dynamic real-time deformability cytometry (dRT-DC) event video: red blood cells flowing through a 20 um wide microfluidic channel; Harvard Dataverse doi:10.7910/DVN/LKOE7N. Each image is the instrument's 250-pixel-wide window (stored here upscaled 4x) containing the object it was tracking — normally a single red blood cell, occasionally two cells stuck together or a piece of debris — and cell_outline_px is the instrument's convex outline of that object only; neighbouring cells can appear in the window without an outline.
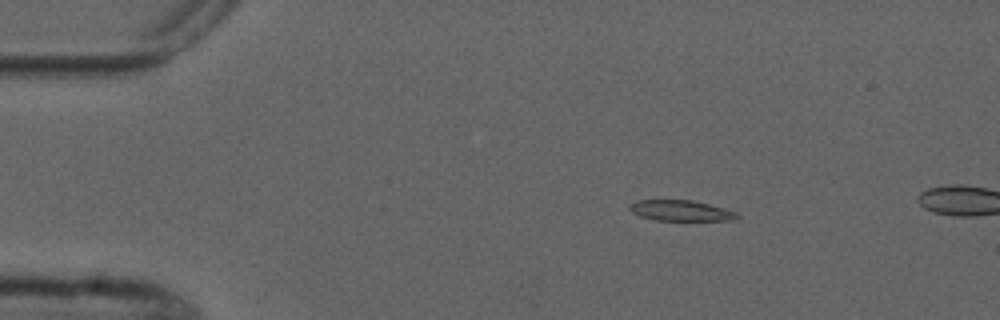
{"species": "common noctule bat (a hibernating species)", "species_latin": "Nyctalus noctula", "temperature_condition": "cold", "stored_images_in_passage": 5, "camera_frame_rate_fps": 3000, "um_per_image_px": 0.085, "animal": {"sex": "male", "forearm_length_mm": 52.5}, "frame": {"image": 1, "passage_image": 3, "time_ms": 2.333, "image_size_px": [1000, 320], "cell_outline_px": [[740, 216], [736, 220], [656, 220], [640, 216], [632, 212], [628, 208], [628, 204], [636, 200], [692, 200], [724, 208], [736, 212]], "centroid_in_image_um": [57.85, 17.9], "position_along_channel_um": 27.2, "area_um2": 12.95}}